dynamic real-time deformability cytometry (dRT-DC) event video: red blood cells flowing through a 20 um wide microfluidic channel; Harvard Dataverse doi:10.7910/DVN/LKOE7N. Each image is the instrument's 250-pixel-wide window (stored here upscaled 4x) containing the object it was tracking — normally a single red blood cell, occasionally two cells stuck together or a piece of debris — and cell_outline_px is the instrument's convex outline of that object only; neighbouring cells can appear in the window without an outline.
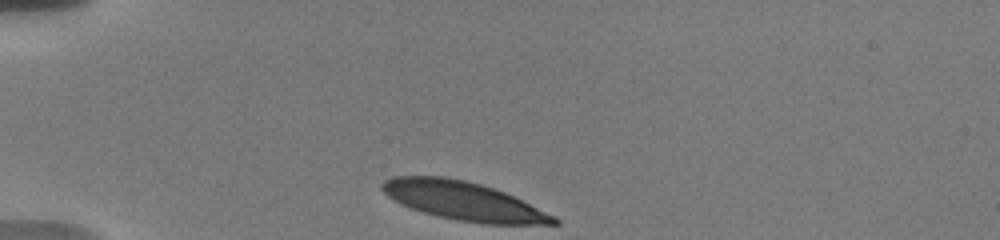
{"species": "human", "species_latin": "Homo sapiens", "temperature_condition": "warm", "stored_images_in_passage": 35, "camera_frame_rate_fps": 3000, "um_per_image_px": 0.085, "donor": {"sex": "male"}, "frame": {"image": 1, "passage_image": 1, "time_ms": 0.0, "image_size_px": [1000, 240], "cell_outline_px": [[560, 224], [484, 224], [460, 220], [440, 216], [424, 212], [412, 208], [388, 196], [380, 188], [380, 184], [384, 180], [396, 176], [444, 176], [464, 180], [480, 184], [504, 192], [556, 216], [560, 220]], "centroid_in_image_um": [39.42, 17.08], "position_along_channel_um": 45.6, "area_um2": 38.03}}
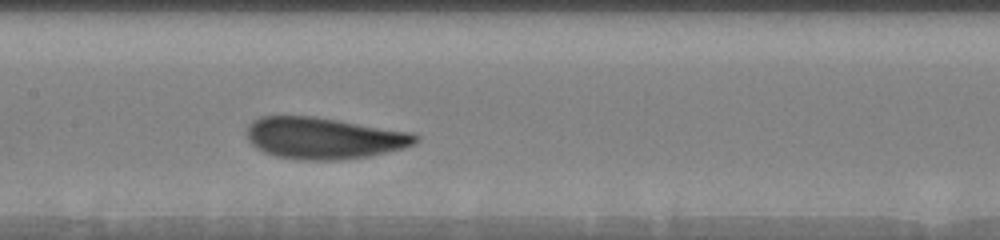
{"frame": {"image": 2, "passage_image": 15, "time_ms": 4.667, "image_size_px": [1000, 240], "cell_outline_px": [[420, 136], [412, 144], [400, 148], [368, 156], [336, 160], [300, 160], [276, 156], [264, 152], [256, 148], [248, 140], [248, 124], [252, 120], [260, 116], [312, 116], [412, 132]], "centroid_in_image_um": [27.47, 11.73], "position_along_channel_um": 179.9, "area_um2": 40.52}}
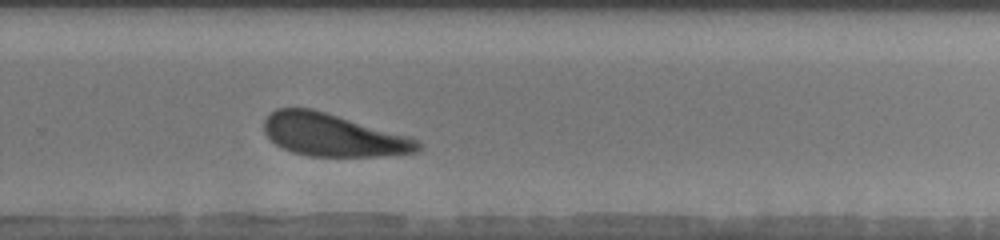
{"frame": {"image": 3, "passage_image": 25, "time_ms": 8.0, "image_size_px": [1000, 240], "cell_outline_px": [[420, 148], [416, 152], [380, 156], [308, 156], [292, 152], [276, 144], [264, 132], [264, 120], [276, 108], [312, 108], [408, 136], [420, 140]], "centroid_in_image_um": [28.29, 11.48], "position_along_channel_um": 301.5, "area_um2": 37.86}, "authors_computed_cell_mechanics": {"area_um2": 40.2288, "velocity_mm_per_s": 3.6657, "shape_relaxation_time_tau1_ms": 2.1841, "shape_relaxation_time_tau2_ms": 2.598, "deformation_change_tau1": 0.1578, "deformation_change_tau2": 0.0882}}